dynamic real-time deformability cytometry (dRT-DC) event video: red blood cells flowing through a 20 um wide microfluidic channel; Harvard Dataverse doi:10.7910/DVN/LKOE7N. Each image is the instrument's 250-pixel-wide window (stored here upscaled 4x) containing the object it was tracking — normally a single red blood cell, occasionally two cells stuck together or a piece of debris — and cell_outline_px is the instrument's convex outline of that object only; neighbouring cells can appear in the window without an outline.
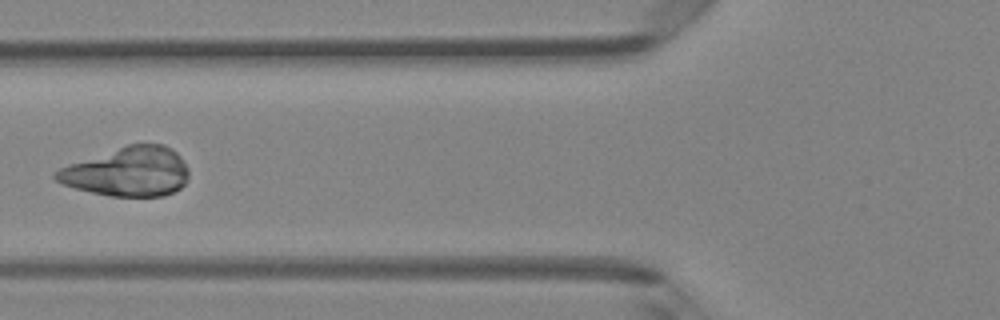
{"species": "Egyptian fruit bat (a non-hibernating species)", "species_latin": "Rousettus aegyptiacus", "temperature_condition": "room temperature", "stored_images_in_passage": 6, "camera_frame_rate_fps": 3000, "um_per_image_px": 0.085, "animal": {"sex": "female"}, "frame": {"image": 1, "passage_image": 6, "time_ms": 1.667, "image_size_px": [1000, 320], "cell_outline_px": [[188, 180], [180, 188], [164, 196], [112, 196], [92, 192], [76, 188], [64, 184], [56, 180], [52, 176], [52, 172], [68, 164], [128, 144], [164, 144], [172, 148], [180, 156], [188, 168]], "centroid_in_image_um": [10.86, 14.59], "position_along_channel_um": 114.9, "area_um2": 38.03}}